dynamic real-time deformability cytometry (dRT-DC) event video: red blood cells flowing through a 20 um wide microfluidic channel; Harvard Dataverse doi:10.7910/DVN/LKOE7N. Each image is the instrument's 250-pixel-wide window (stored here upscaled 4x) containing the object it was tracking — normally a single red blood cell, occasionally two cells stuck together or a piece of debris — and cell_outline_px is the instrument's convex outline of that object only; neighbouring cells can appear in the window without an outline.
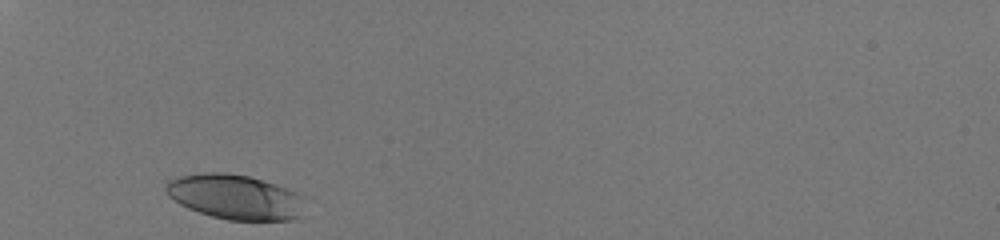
{"species": "human", "species_latin": "Homo sapiens", "temperature_condition": "room temperature", "stored_images_in_passage": 27, "camera_frame_rate_fps": 3000, "um_per_image_px": 0.085, "donor": {"sex": "male"}, "frame": {"image": 1, "passage_image": 1, "time_ms": 0.0, "image_size_px": [1000, 240], "cell_outline_px": [[304, 216], [292, 220], [228, 220], [212, 216], [188, 208], [180, 204], [168, 196], [164, 192], [164, 184], [168, 180], [176, 176], [204, 172], [228, 172], [248, 176], [296, 192], [304, 196]], "centroid_in_image_um": [19.97, 16.74], "position_along_channel_um": 65.0, "area_um2": 36.7}}
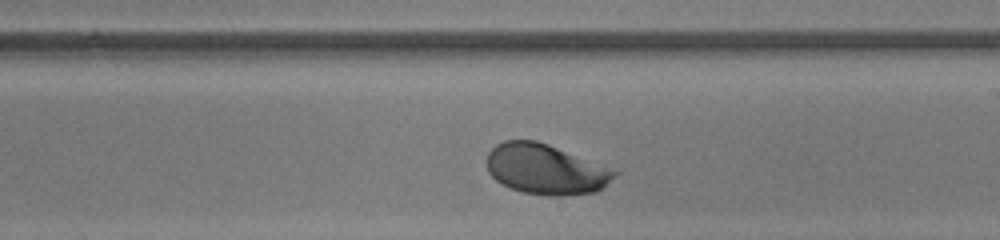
{"frame": {"image": 2, "passage_image": 16, "time_ms": 5.0, "image_size_px": [1000, 240], "cell_outline_px": [[620, 172], [596, 192], [564, 196], [548, 196], [524, 192], [508, 188], [500, 184], [488, 172], [488, 152], [496, 144], [504, 140], [536, 140], [548, 144]], "centroid_in_image_um": [46.35, 14.39], "position_along_channel_um": 242.7, "area_um2": 37.22}}
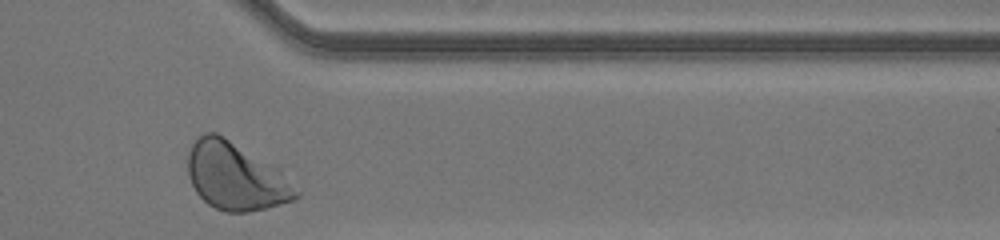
{"frame": {"image": 3, "passage_image": 27, "time_ms": 8.667, "image_size_px": [1000, 240], "cell_outline_px": [[300, 196], [296, 200], [248, 212], [224, 212], [208, 204], [196, 192], [188, 176], [188, 152], [192, 144], [204, 132], [216, 132], [224, 136], [276, 168], [300, 192]], "centroid_in_image_um": [20.0, 15.0], "position_along_channel_um": 391.4, "area_um2": 42.02}, "authors_computed_cell_mechanics": {"area_um2": 37.5122, "velocity_mm_per_s": 4.0691, "shape_relaxation_time_tau1_ms": 1.9692, "shape_relaxation_time_tau2_ms": null, "deformation_change_tau1": 0.148, "deformation_change_tau2": null}}